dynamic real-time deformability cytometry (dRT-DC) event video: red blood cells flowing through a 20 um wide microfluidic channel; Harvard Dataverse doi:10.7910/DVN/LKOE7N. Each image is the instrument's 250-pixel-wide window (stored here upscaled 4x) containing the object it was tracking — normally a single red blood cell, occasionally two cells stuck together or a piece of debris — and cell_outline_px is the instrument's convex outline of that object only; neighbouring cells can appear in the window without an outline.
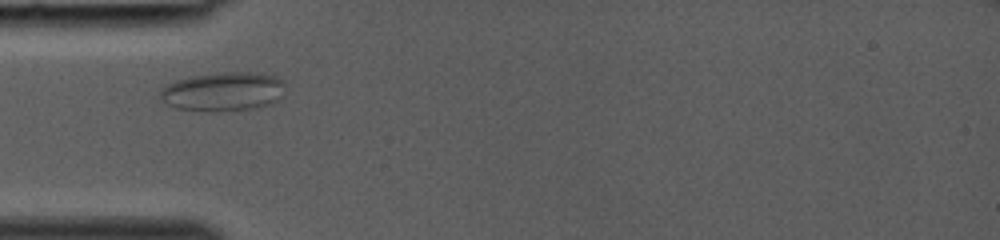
{"species": "common noctule bat (a hibernating species)", "species_latin": "Nyctalus noctula", "temperature_condition": "room temperature", "stored_images_in_passage": 26, "camera_frame_rate_fps": 3000, "um_per_image_px": 0.085, "animal": {"sex": "female", "body_mass_g": 19.0, "forearm_length_mm": 53.3}, "frame": {"image": 1, "passage_image": 1, "time_ms": 0.0, "image_size_px": [1000, 240], "cell_outline_px": [[284, 80], [280, 100], [272, 104], [256, 108], [216, 112], [212, 112], [176, 108], [160, 100], [160, 92], [164, 84], [176, 80], [192, 76], [216, 72], [252, 72], [276, 76]], "centroid_in_image_um": [18.96, 7.79], "position_along_channel_um": 66.0, "area_um2": 28.84}}
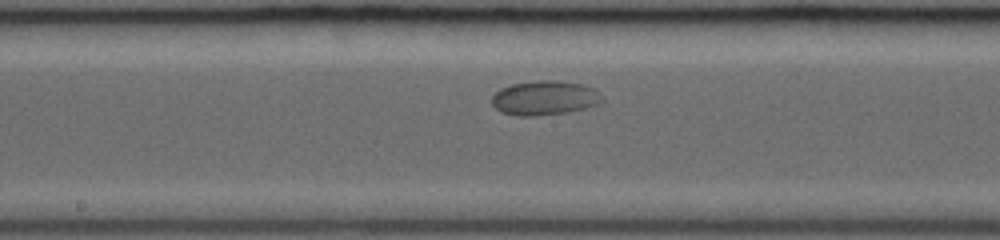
{"frame": {"image": 2, "passage_image": 10, "time_ms": 3.0, "image_size_px": [1000, 240], "cell_outline_px": [[604, 100], [600, 104], [568, 112], [536, 116], [516, 116], [500, 112], [492, 104], [492, 96], [500, 88], [512, 84], [536, 80], [552, 80], [580, 84], [592, 88]], "centroid_in_image_um": [46.25, 8.34], "position_along_channel_um": 202.0, "area_um2": 22.02}}
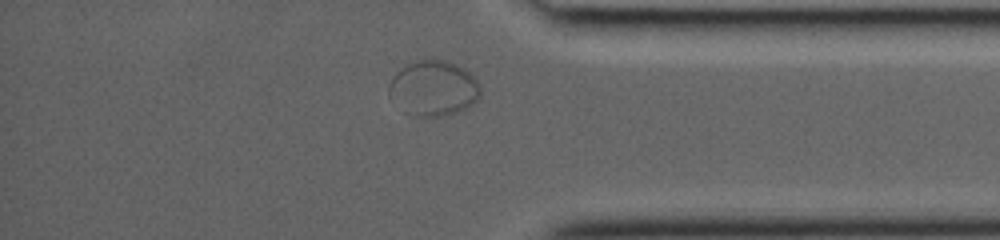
{"frame": {"image": 3, "passage_image": 23, "time_ms": 7.333, "image_size_px": [1000, 240], "cell_outline_px": [[480, 96], [472, 104], [456, 112], [444, 116], [428, 120], [404, 112], [388, 96], [388, 84], [392, 76], [396, 72], [408, 64], [424, 56], [444, 60], [456, 64], [464, 68], [480, 84]], "centroid_in_image_um": [36.8, 7.5], "position_along_channel_um": 398.4, "area_um2": 30.29}}